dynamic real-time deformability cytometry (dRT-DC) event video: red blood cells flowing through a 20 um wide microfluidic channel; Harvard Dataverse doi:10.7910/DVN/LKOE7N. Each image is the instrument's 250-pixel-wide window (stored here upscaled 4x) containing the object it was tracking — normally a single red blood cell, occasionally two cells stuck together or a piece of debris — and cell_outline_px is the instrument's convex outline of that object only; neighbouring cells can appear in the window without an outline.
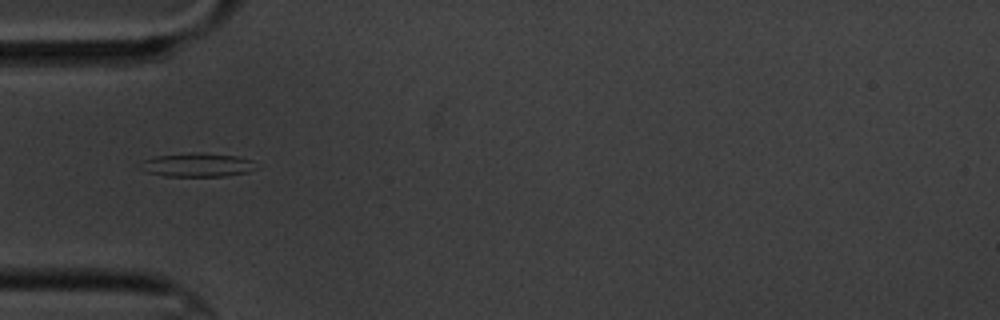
{"species": "common noctule bat (a hibernating species)", "species_latin": "Nyctalus noctula", "temperature_condition": "cold", "stored_images_in_passage": 7, "camera_frame_rate_fps": 3000, "um_per_image_px": 0.085, "animal": {"sex": "male", "body_mass_g": 20.1, "forearm_length_mm": 53.5}, "frame": {"image": 1, "passage_image": 6, "time_ms": 5.667, "image_size_px": [1000, 320], "cell_outline_px": [[260, 168], [248, 172], [224, 176], [164, 176], [144, 172], [144, 160], [156, 156], [192, 152], [196, 152], [236, 156], [252, 160]], "centroid_in_image_um": [16.85, 14.02], "position_along_channel_um": 68.2, "area_um2": 15.95}}